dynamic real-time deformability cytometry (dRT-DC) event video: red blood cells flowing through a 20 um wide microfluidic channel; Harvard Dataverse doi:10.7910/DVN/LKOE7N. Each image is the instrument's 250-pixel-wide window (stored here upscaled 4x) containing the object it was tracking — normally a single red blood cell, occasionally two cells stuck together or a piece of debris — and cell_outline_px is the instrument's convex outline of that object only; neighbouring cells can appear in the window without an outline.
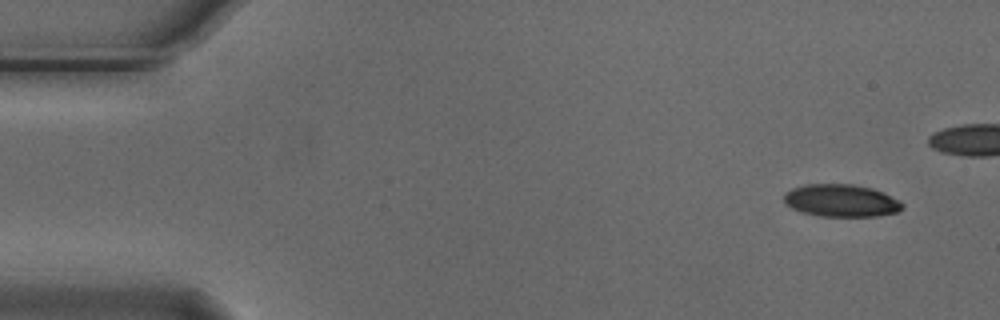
{"species": "Egyptian fruit bat (a non-hibernating species)", "species_latin": "Rousettus aegyptiacus", "temperature_condition": "cold", "stored_images_in_passage": 5, "camera_frame_rate_fps": 3000, "um_per_image_px": 0.085, "animal": {"sex": "male"}, "frame": {"image": 1, "passage_image": 1, "time_ms": 0.0, "image_size_px": [1000, 320], "cell_outline_px": [[904, 208], [896, 212], [876, 216], [820, 216], [804, 212], [792, 208], [784, 200], [784, 192], [792, 188], [808, 184], [852, 184], [872, 188], [884, 192], [900, 200], [904, 204]], "centroid_in_image_um": [71.54, 17.04], "position_along_channel_um": 13.5, "area_um2": 22.37}}
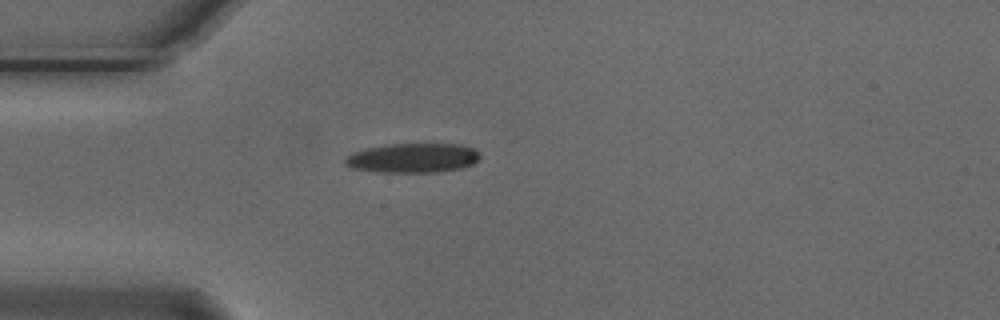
{"frame": {"image": 2, "passage_image": 5, "time_ms": 1.333, "image_size_px": [1000, 320], "cell_outline_px": [[480, 160], [472, 164], [460, 168], [436, 172], [380, 172], [352, 168], [344, 164], [344, 156], [352, 152], [368, 148], [388, 144], [460, 144], [476, 148], [480, 152]], "centroid_in_image_um": [35.1, 13.42], "position_along_channel_um": 49.9, "area_um2": 23.35}}